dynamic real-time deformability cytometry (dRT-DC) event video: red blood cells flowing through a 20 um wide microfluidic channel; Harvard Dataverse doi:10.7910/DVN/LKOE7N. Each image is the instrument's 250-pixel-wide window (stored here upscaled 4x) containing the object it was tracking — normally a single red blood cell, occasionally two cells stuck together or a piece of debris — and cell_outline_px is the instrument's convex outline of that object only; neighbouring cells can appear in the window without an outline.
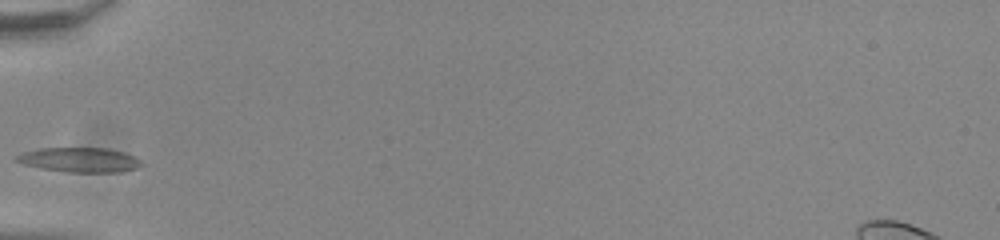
{"species": "common noctule bat (a hibernating species)", "species_latin": "Nyctalus noctula", "temperature_condition": "room temperature", "stored_images_in_passage": 27, "camera_frame_rate_fps": 3000, "um_per_image_px": 0.085, "animal": {"sex": "male", "body_mass_g": 20.0, "forearm_length_mm": 53.3}, "frame": {"image": 1, "passage_image": 1, "time_ms": 0.0, "image_size_px": [1000, 240], "cell_outline_px": [[148, 164], [140, 168], [120, 172], [68, 172], [40, 168], [24, 164], [12, 160], [16, 156], [24, 152], [40, 148], [104, 148], [124, 152], [136, 156]], "centroid_in_image_um": [6.86, 13.59], "position_along_channel_um": 78.1, "area_um2": 18.26}}
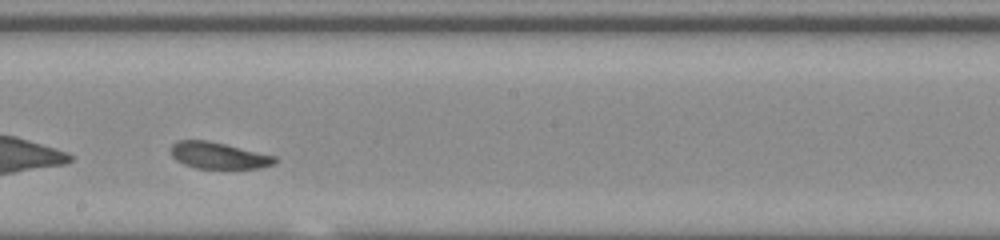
{"frame": {"image": 2, "passage_image": 13, "time_ms": 4.0, "image_size_px": [1000, 240], "cell_outline_px": [[276, 164], [260, 168], [196, 168], [184, 164], [176, 160], [172, 156], [172, 144], [176, 140], [208, 140], [276, 156]], "centroid_in_image_um": [18.58, 13.21], "position_along_channel_um": 229.6, "area_um2": 16.01}}
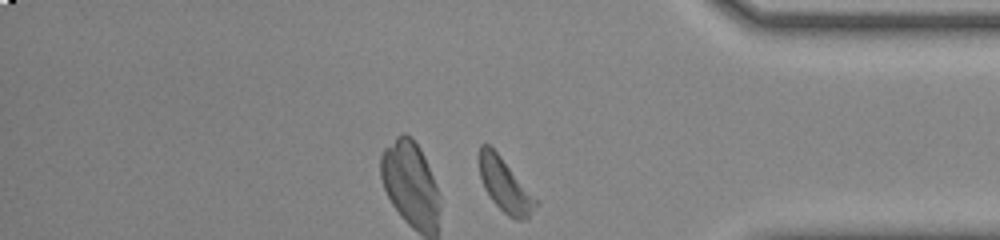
{"frame": {"image": 3, "passage_image": 27, "time_ms": 8.667, "image_size_px": [1000, 240], "cell_outline_px": [[540, 204], [524, 220], [516, 220], [508, 216], [492, 200], [484, 188], [480, 176], [480, 144], [488, 144], [500, 156], [540, 200]], "centroid_in_image_um": [42.98, 15.79], "position_along_channel_um": 392.2, "area_um2": 17.57}, "authors_computed_cell_mechanics": {"area_um2": 16.184, "velocity_mm_per_s": 3.7955, "shape_relaxation_time_tau1_ms": 2.3355, "shape_relaxation_time_tau2_ms": null, "deformation_change_tau1": 0.0858, "deformation_change_tau2": null}}